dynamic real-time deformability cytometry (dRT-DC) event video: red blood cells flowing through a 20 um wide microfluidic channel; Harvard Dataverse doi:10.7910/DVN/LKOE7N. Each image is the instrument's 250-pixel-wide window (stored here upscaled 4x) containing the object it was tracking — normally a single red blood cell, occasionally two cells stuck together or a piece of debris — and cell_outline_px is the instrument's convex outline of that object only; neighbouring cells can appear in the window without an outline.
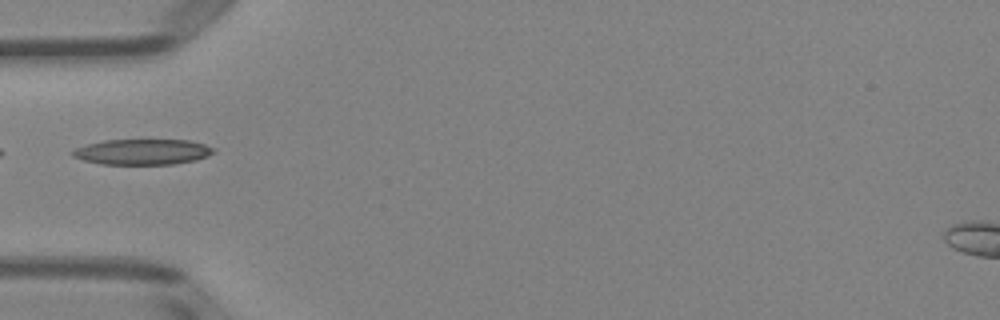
{"species": "Egyptian fruit bat (a non-hibernating species)", "species_latin": "Rousettus aegyptiacus", "temperature_condition": "room temperature", "stored_images_in_passage": 35, "camera_frame_rate_fps": 3000, "um_per_image_px": 0.085, "animal": {"sex": "female"}, "frame": {"image": 1, "passage_image": 1, "time_ms": 0.0, "image_size_px": [1000, 320], "cell_outline_px": [[216, 152], [208, 156], [196, 160], [172, 164], [100, 164], [84, 160], [72, 156], [68, 152], [76, 148], [88, 144], [104, 140], [188, 140], [204, 144], [216, 148]], "centroid_in_image_um": [12.12, 12.91], "position_along_channel_um": 72.9, "area_um2": 21.1}}
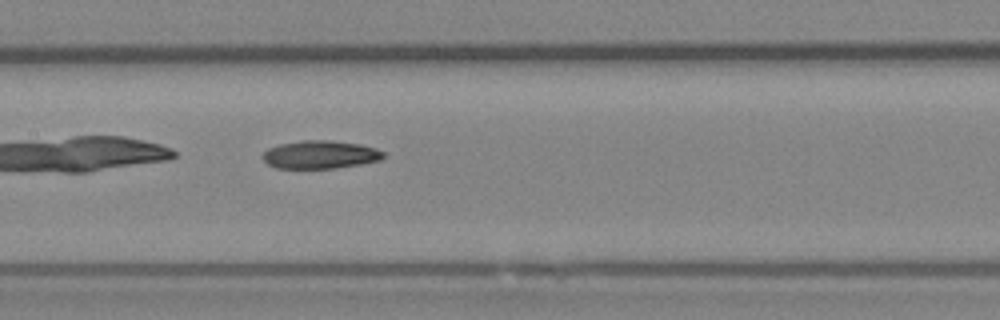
{"frame": {"image": 2, "passage_image": 9, "time_ms": 2.667, "image_size_px": [1000, 320], "cell_outline_px": [[384, 156], [380, 160], [360, 164], [336, 168], [276, 168], [268, 164], [264, 160], [264, 152], [268, 148], [280, 144], [304, 140], [328, 140], [360, 144], [376, 148], [384, 152]], "centroid_in_image_um": [27.23, 13.14], "position_along_channel_um": 180.2, "area_um2": 19.59}}
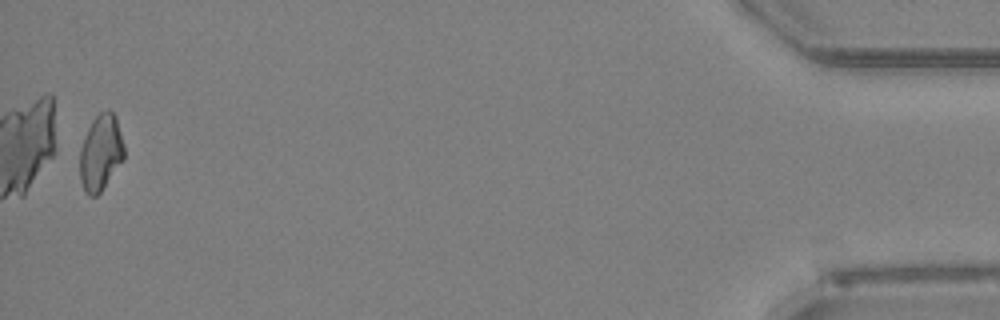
{"frame": {"image": 3, "passage_image": 34, "time_ms": 11.0, "image_size_px": [1000, 320], "cell_outline_px": [[124, 160], [100, 192], [96, 196], [88, 196], [84, 192], [80, 180], [80, 148], [84, 136], [92, 120], [100, 112], [108, 108], [116, 116], [124, 144]], "centroid_in_image_um": [8.56, 12.97], "position_along_channel_um": 426.6, "area_um2": 19.88}}